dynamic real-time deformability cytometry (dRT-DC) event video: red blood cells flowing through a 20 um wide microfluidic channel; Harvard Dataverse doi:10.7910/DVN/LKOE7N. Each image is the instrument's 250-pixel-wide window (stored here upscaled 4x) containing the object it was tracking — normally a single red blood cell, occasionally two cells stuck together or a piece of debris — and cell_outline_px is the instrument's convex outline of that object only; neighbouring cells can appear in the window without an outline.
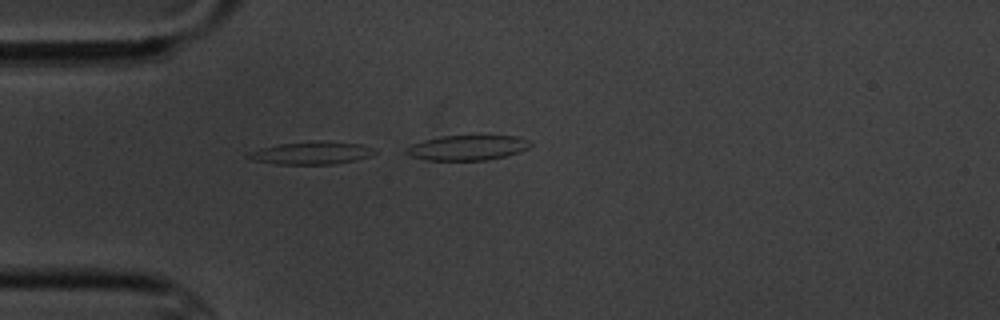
{"species": "common noctule bat (a hibernating species)", "species_latin": "Nyctalus noctula", "temperature_condition": "cold", "stored_images_in_passage": 5, "camera_frame_rate_fps": 3000, "um_per_image_px": 0.085, "animal": {"sex": "male", "body_mass_g": 20.1, "forearm_length_mm": 53.5}, "frame": {"image": 1, "passage_image": 5, "time_ms": 4.667, "image_size_px": [1000, 320], "cell_outline_px": [[376, 152], [368, 156], [356, 160], [336, 164], [276, 164], [252, 160], [248, 156], [248, 152], [260, 148], [280, 144], [320, 140], [328, 140], [360, 144], [376, 148]], "centroid_in_image_um": [26.51, 12.99], "position_along_channel_um": 58.5, "area_um2": 16.82}}